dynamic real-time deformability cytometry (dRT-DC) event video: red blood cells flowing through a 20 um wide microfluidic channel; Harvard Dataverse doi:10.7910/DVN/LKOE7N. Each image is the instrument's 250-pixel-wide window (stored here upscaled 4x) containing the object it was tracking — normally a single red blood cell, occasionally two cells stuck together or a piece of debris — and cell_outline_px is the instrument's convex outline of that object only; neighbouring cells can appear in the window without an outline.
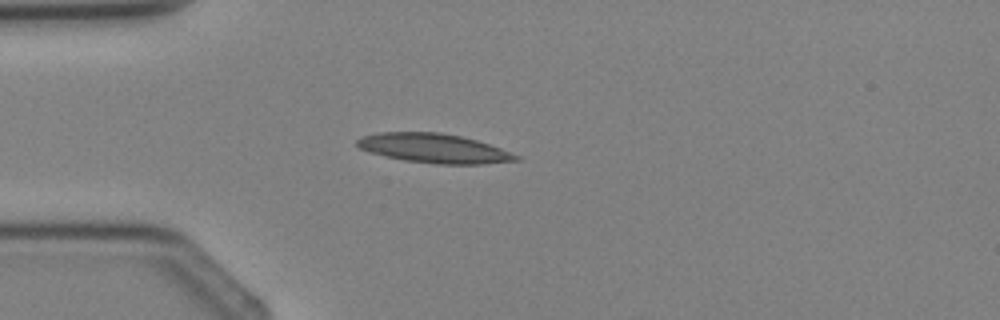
{"species": "Egyptian fruit bat (a non-hibernating species)", "species_latin": "Rousettus aegyptiacus", "temperature_condition": "cold", "stored_images_in_passage": 3, "camera_frame_rate_fps": 3000, "um_per_image_px": 0.085, "animal": {"sex": "female"}, "frame": {"image": 1, "passage_image": 3, "time_ms": 2.333, "image_size_px": [1000, 320], "cell_outline_px": [[520, 160], [480, 164], [436, 164], [404, 160], [384, 156], [368, 152], [360, 148], [356, 144], [356, 140], [360, 136], [380, 132], [440, 132], [460, 136], [476, 140], [500, 148], [520, 156]], "centroid_in_image_um": [36.84, 12.6], "position_along_channel_um": 48.2, "area_um2": 27.11}}